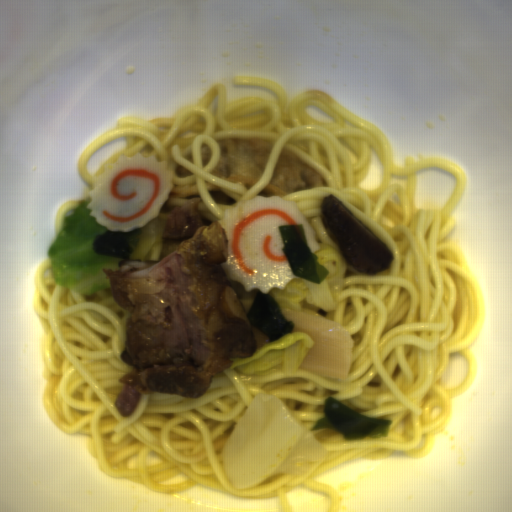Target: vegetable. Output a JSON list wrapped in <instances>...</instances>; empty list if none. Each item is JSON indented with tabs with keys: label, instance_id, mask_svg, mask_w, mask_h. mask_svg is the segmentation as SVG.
<instances>
[{
	"label": "vegetable",
	"instance_id": "2",
	"mask_svg": "<svg viewBox=\"0 0 512 512\" xmlns=\"http://www.w3.org/2000/svg\"><path fill=\"white\" fill-rule=\"evenodd\" d=\"M90 198L62 218L57 236L49 246L47 263L56 285L91 295L111 287L104 268L120 269V257L100 255L93 246L97 234L109 228L90 217Z\"/></svg>",
	"mask_w": 512,
	"mask_h": 512
},
{
	"label": "vegetable",
	"instance_id": "5",
	"mask_svg": "<svg viewBox=\"0 0 512 512\" xmlns=\"http://www.w3.org/2000/svg\"><path fill=\"white\" fill-rule=\"evenodd\" d=\"M170 213L158 212L155 219L148 222L136 236V243L130 245L133 253L129 254L134 260L154 261L160 260L163 249V233Z\"/></svg>",
	"mask_w": 512,
	"mask_h": 512
},
{
	"label": "vegetable",
	"instance_id": "4",
	"mask_svg": "<svg viewBox=\"0 0 512 512\" xmlns=\"http://www.w3.org/2000/svg\"><path fill=\"white\" fill-rule=\"evenodd\" d=\"M315 340L304 331H292L281 338L256 348L252 356L232 358L229 366L236 371L254 375H270L276 370L297 373Z\"/></svg>",
	"mask_w": 512,
	"mask_h": 512
},
{
	"label": "vegetable",
	"instance_id": "1",
	"mask_svg": "<svg viewBox=\"0 0 512 512\" xmlns=\"http://www.w3.org/2000/svg\"><path fill=\"white\" fill-rule=\"evenodd\" d=\"M329 451L292 415L279 397L261 393L223 445L224 469L232 486H259L273 473L302 475Z\"/></svg>",
	"mask_w": 512,
	"mask_h": 512
},
{
	"label": "vegetable",
	"instance_id": "3",
	"mask_svg": "<svg viewBox=\"0 0 512 512\" xmlns=\"http://www.w3.org/2000/svg\"><path fill=\"white\" fill-rule=\"evenodd\" d=\"M318 244L320 248L313 254L318 255L317 262L328 270L327 275L318 284L296 276L284 289L273 288L268 293L279 307L299 312L303 310L306 300L323 310H336L334 292L344 287V261L340 251L327 244Z\"/></svg>",
	"mask_w": 512,
	"mask_h": 512
}]
</instances>
